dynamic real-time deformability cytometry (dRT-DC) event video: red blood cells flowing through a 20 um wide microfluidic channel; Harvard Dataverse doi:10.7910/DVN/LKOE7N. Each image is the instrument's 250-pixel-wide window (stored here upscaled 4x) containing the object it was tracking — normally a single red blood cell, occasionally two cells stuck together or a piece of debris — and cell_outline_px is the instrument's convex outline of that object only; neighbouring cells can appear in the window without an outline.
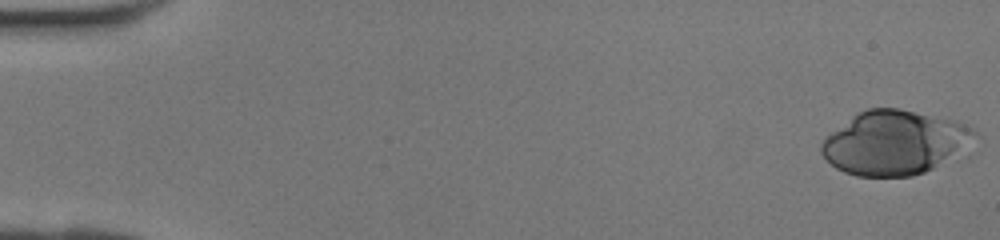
{"species": "human", "species_latin": "Homo sapiens", "temperature_condition": "room temperature", "stored_images_in_passage": 16, "camera_frame_rate_fps": 3000, "um_per_image_px": 0.085, "donor": {"sex": "female"}, "frame": {"image": 1, "passage_image": 1, "time_ms": 0.0, "image_size_px": [1000, 240], "cell_outline_px": [[980, 136], [932, 168], [924, 172], [912, 176], [856, 176], [844, 172], [836, 168], [820, 152], [820, 144], [832, 132], [856, 112], [868, 108], [900, 108], [956, 120], [972, 128]], "centroid_in_image_um": [76.0, 12.1], "position_along_channel_um": 9.0, "area_um2": 56.53}}
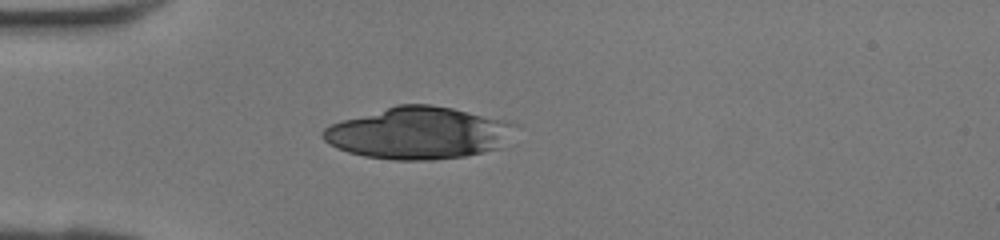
{"frame": {"image": 2, "passage_image": 12, "time_ms": 3.667, "image_size_px": [1000, 240], "cell_outline_px": [[520, 124], [500, 148], [484, 152], [464, 156], [432, 160], [392, 160], [364, 156], [348, 152], [328, 144], [320, 136], [320, 132], [328, 124], [340, 120], [396, 104], [432, 104], [452, 108], [508, 120]], "centroid_in_image_um": [35.56, 11.3], "position_along_channel_um": 49.4, "area_um2": 58.9}}
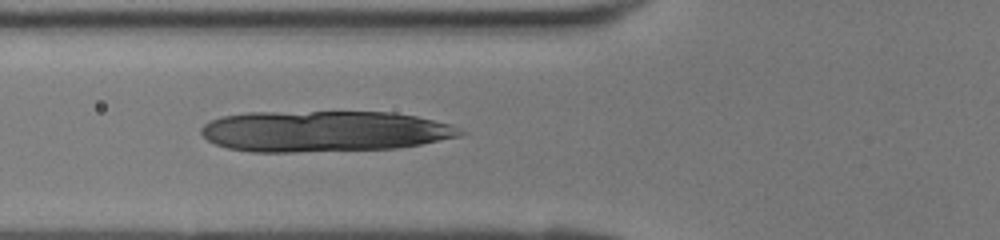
{"frame": {"image": 3, "passage_image": 16, "time_ms": 5.0, "image_size_px": [1000, 240], "cell_outline_px": [[468, 132], [460, 136], [420, 144], [396, 148], [296, 152], [252, 152], [228, 148], [216, 144], [208, 140], [200, 132], [200, 128], [204, 124], [220, 116], [248, 112], [392, 112], [416, 116], [452, 124]], "centroid_in_image_um": [27.55, 11.15], "position_along_channel_um": 98.2, "area_um2": 62.08}}